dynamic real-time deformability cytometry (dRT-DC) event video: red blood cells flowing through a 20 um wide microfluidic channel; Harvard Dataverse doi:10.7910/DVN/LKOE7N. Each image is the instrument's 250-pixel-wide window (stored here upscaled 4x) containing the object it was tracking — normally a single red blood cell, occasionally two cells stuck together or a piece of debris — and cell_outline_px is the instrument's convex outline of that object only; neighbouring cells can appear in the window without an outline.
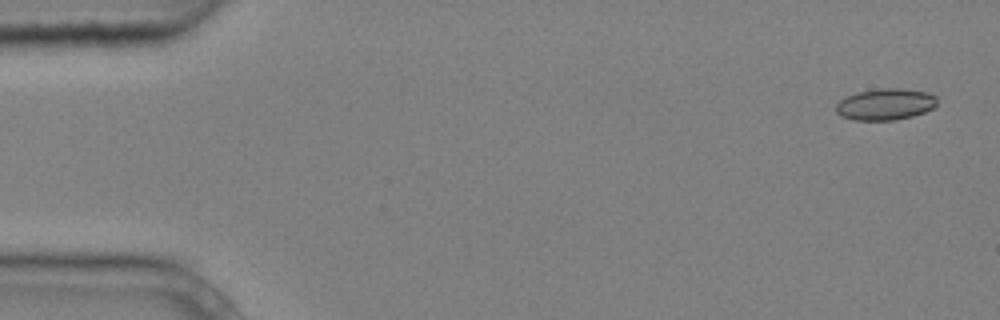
{"species": "common noctule bat (a hibernating species)", "species_latin": "Nyctalus noctula", "temperature_condition": "cold", "stored_images_in_passage": 4, "camera_frame_rate_fps": 3000, "um_per_image_px": 0.085, "animal": {"sex": "male", "body_mass_g": 20.4}, "frame": {"image": 1, "passage_image": 1, "time_ms": 0.0, "image_size_px": [1000, 320], "cell_outline_px": [[936, 104], [932, 108], [924, 112], [912, 116], [896, 120], [852, 120], [840, 116], [836, 112], [836, 104], [840, 100], [856, 92], [876, 88], [904, 88], [928, 92], [936, 96]], "centroid_in_image_um": [75.24, 8.86], "position_along_channel_um": 9.8, "area_um2": 18.73}}
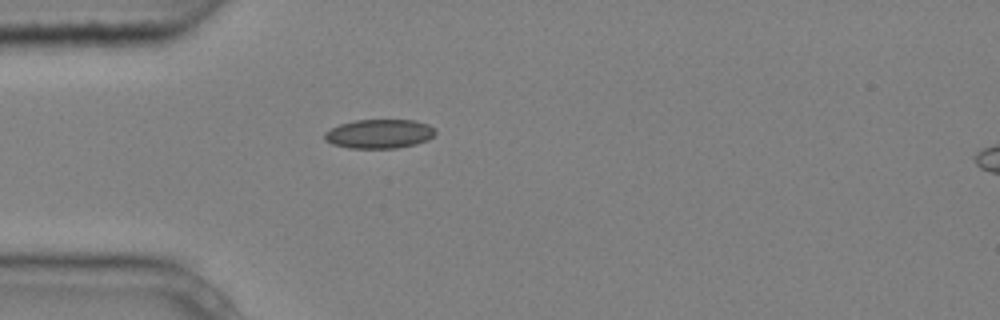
{"frame": {"image": 2, "passage_image": 4, "time_ms": 1.0, "image_size_px": [1000, 320], "cell_outline_px": [[436, 132], [428, 140], [416, 144], [396, 148], [348, 148], [332, 144], [324, 140], [324, 132], [340, 124], [356, 120], [416, 120], [428, 124], [436, 128]], "centroid_in_image_um": [32.25, 11.37], "position_along_channel_um": 52.8, "area_um2": 18.9}}